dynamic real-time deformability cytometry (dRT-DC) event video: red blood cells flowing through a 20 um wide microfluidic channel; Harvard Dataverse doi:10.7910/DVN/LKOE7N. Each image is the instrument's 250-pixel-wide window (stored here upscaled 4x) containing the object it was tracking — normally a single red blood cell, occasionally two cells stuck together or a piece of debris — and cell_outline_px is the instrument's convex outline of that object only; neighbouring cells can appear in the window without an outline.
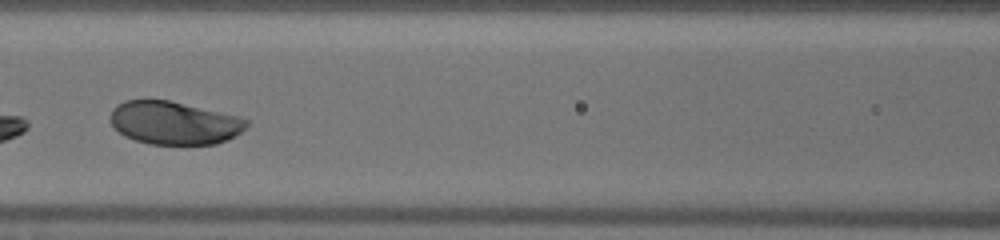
{"species": "human", "species_latin": "Homo sapiens", "temperature_condition": "warm", "stored_images_in_passage": 38, "segment_of_instrument_passage": [2, 2], "camera_frame_rate_fps": 3000, "um_per_image_px": 0.085, "donor": {"sex": "male"}, "frame": {"image": 1, "passage_image": 14, "time_ms": 4.333, "image_size_px": [1000, 240], "cell_outline_px": [[248, 124], [240, 132], [228, 140], [216, 144], [148, 144], [124, 136], [112, 124], [112, 108], [116, 104], [124, 100], [168, 100], [240, 116], [248, 120]], "centroid_in_image_um": [14.82, 10.44], "position_along_channel_um": 151.8, "area_um2": 34.04}}
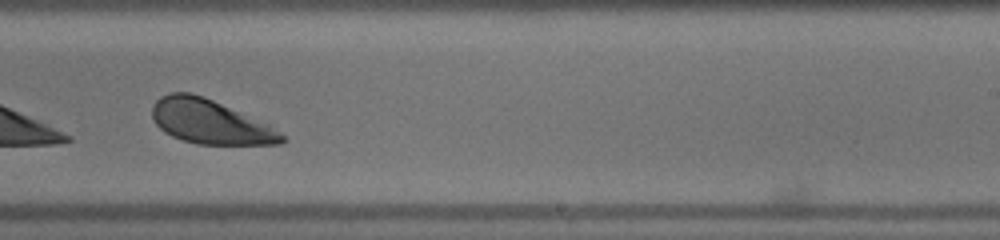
{"frame": {"image": 2, "passage_image": 23, "time_ms": 7.333, "image_size_px": [1000, 240], "cell_outline_px": [[288, 140], [280, 144], [196, 144], [172, 136], [164, 132], [156, 124], [152, 116], [152, 108], [156, 100], [160, 96], [168, 92], [192, 92], [204, 96], [268, 124], [280, 132]], "centroid_in_image_um": [17.84, 10.34], "position_along_channel_um": 271.2, "area_um2": 33.29}}
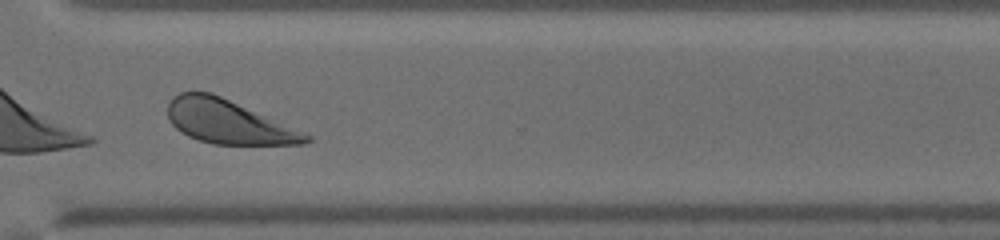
{"frame": {"image": 3, "passage_image": 29, "time_ms": 9.333, "image_size_px": [1000, 240], "cell_outline_px": [[312, 140], [304, 144], [212, 144], [188, 136], [180, 132], [172, 124], [168, 116], [168, 104], [172, 96], [180, 92], [212, 92], [304, 132], [312, 136]], "centroid_in_image_um": [19.38, 10.35], "position_along_channel_um": 351.2, "area_um2": 35.03}}